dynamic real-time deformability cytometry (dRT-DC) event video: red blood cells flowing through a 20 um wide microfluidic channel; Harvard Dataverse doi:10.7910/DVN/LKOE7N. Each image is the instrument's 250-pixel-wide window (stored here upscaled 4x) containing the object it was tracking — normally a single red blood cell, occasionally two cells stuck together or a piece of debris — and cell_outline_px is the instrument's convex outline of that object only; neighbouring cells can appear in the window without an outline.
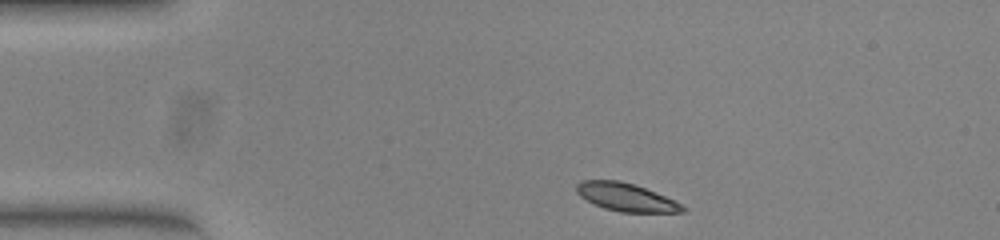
{"species": "common noctule bat (a hibernating species)", "species_latin": "Nyctalus noctula", "temperature_condition": "warm", "stored_images_in_passage": 44, "camera_frame_rate_fps": 3000, "um_per_image_px": 0.085, "animal": {"sex": "female", "body_mass_g": 23.0, "forearm_length_mm": 53.4}, "frame": {"image": 1, "passage_image": 1, "time_ms": 0.0, "image_size_px": [1000, 240], "cell_outline_px": [[688, 208], [684, 212], [620, 212], [604, 208], [580, 196], [576, 192], [576, 184], [580, 180], [620, 180], [656, 192]], "centroid_in_image_um": [53.19, 16.75], "position_along_channel_um": 31.8, "area_um2": 17.11}}
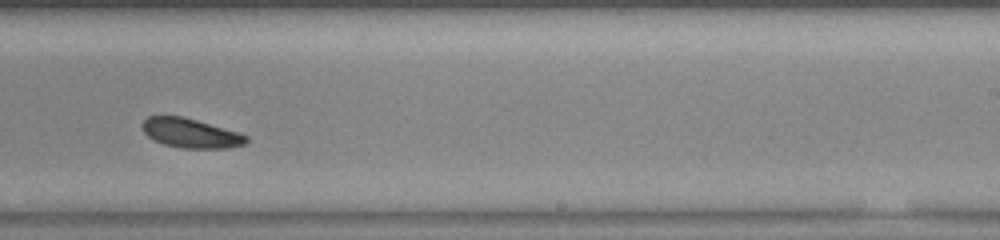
{"frame": {"image": 2, "passage_image": 24, "time_ms": 7.667, "image_size_px": [1000, 240], "cell_outline_px": [[248, 140], [244, 144], [228, 148], [180, 148], [164, 144], [152, 140], [144, 132], [140, 124], [148, 116], [180, 116], [196, 120], [240, 132], [248, 136]], "centroid_in_image_um": [16.19, 11.32], "position_along_channel_um": 272.8, "area_um2": 17.86}}
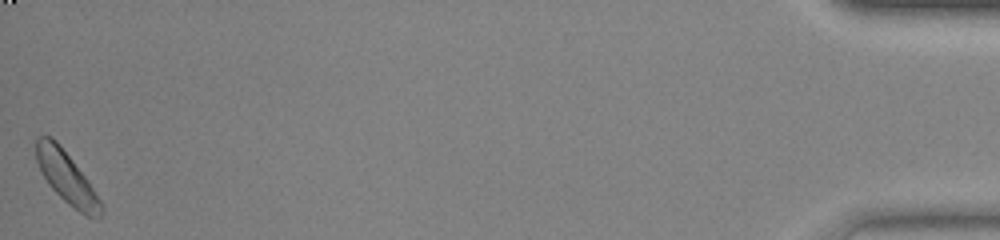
{"frame": {"image": 3, "passage_image": 44, "time_ms": 14.333, "image_size_px": [1000, 240], "cell_outline_px": [[104, 208], [100, 216], [88, 216], [80, 212], [68, 204], [48, 184], [36, 160], [36, 136], [52, 136], [60, 144], [88, 180], [100, 200]], "centroid_in_image_um": [5.65, 15.05], "position_along_channel_um": 429.5, "area_um2": 19.25}, "authors_computed_cell_mechanics": {"area_um2": 18.5249, "velocity_mm_per_s": 3.8223, "shape_relaxation_time_tau1_ms": 5.305, "shape_relaxation_time_tau2_ms": null, "deformation_change_tau1": 0.1139, "deformation_change_tau2": null}}